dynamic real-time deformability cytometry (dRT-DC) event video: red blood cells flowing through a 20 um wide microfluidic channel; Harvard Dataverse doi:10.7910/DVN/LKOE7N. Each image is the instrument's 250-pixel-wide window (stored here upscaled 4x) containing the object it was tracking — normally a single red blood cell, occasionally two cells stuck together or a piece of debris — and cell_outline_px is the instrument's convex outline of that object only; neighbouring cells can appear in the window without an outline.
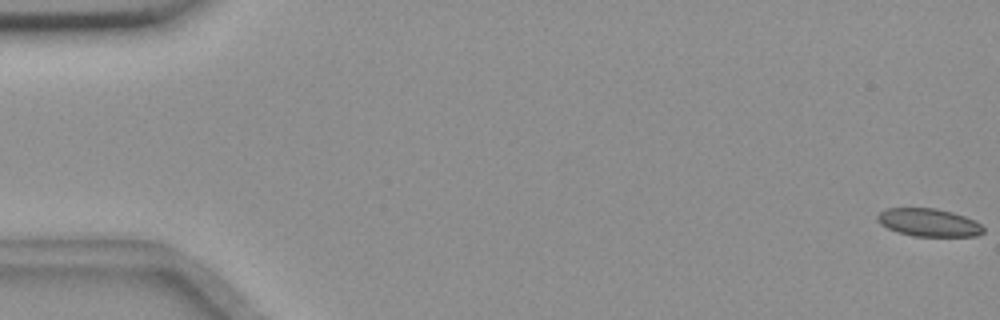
{"species": "common noctule bat (a hibernating species)", "species_latin": "Nyctalus noctula", "temperature_condition": "room temperature", "stored_images_in_passage": 57, "camera_frame_rate_fps": 3000, "um_per_image_px": 0.085, "animal": {"sex": "female", "body_mass_g": 18.4}, "frame": {"image": 1, "passage_image": 1, "time_ms": 0.0, "image_size_px": [1000, 320], "cell_outline_px": [[984, 232], [976, 236], [912, 236], [888, 228], [880, 224], [876, 220], [876, 216], [880, 212], [888, 208], [936, 208], [952, 212], [976, 220], [984, 228]], "centroid_in_image_um": [78.95, 18.91], "position_along_channel_um": 6.1, "area_um2": 17.22}}
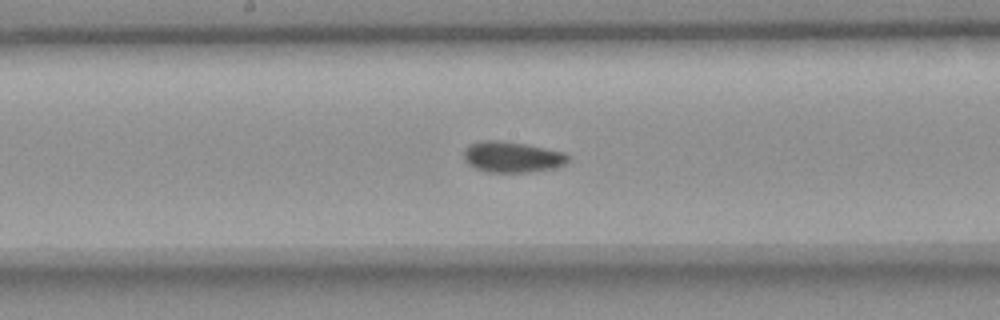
{"frame": {"image": 2, "passage_image": 30, "time_ms": 9.667, "image_size_px": [1000, 320], "cell_outline_px": [[568, 160], [564, 164], [552, 168], [528, 172], [488, 172], [476, 168], [468, 164], [464, 160], [464, 152], [468, 144], [480, 140], [504, 140], [528, 144], [564, 152], [568, 156]], "centroid_in_image_um": [43.49, 13.32], "position_along_channel_um": 204.7, "area_um2": 18.84}}
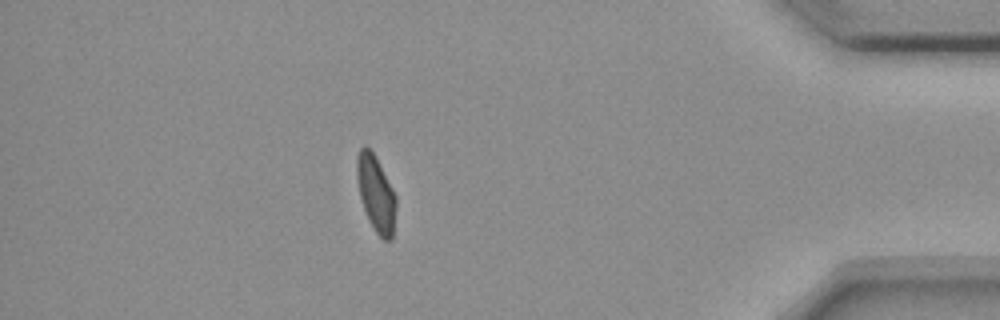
{"frame": {"image": 3, "passage_image": 50, "time_ms": 16.333, "image_size_px": [1000, 320], "cell_outline_px": [[396, 208], [392, 240], [384, 240], [376, 232], [364, 208], [360, 196], [356, 176], [356, 156], [360, 148], [364, 144], [376, 156], [396, 196]], "centroid_in_image_um": [31.95, 16.41], "position_along_channel_um": 403.2, "area_um2": 17.22}, "authors_computed_cell_mechanics": {"area_um2": 18.207, "velocity_mm_per_s": 3.642, "shape_relaxation_time_tau1_ms": null, "shape_relaxation_time_tau2_ms": 2.34, "deformation_change_tau1": null, "deformation_change_tau2": 0.0833}}